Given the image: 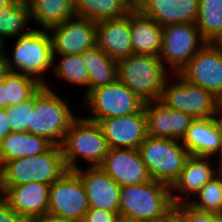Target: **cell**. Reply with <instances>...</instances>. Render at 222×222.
I'll return each instance as SVG.
<instances>
[{
    "label": "cell",
    "mask_w": 222,
    "mask_h": 222,
    "mask_svg": "<svg viewBox=\"0 0 222 222\" xmlns=\"http://www.w3.org/2000/svg\"><path fill=\"white\" fill-rule=\"evenodd\" d=\"M174 207L170 187L155 180L120 187L119 216L130 220L162 222Z\"/></svg>",
    "instance_id": "obj_1"
},
{
    "label": "cell",
    "mask_w": 222,
    "mask_h": 222,
    "mask_svg": "<svg viewBox=\"0 0 222 222\" xmlns=\"http://www.w3.org/2000/svg\"><path fill=\"white\" fill-rule=\"evenodd\" d=\"M67 171L62 147L53 145L43 154L10 160L0 167V193L7 186L30 182L51 185Z\"/></svg>",
    "instance_id": "obj_2"
},
{
    "label": "cell",
    "mask_w": 222,
    "mask_h": 222,
    "mask_svg": "<svg viewBox=\"0 0 222 222\" xmlns=\"http://www.w3.org/2000/svg\"><path fill=\"white\" fill-rule=\"evenodd\" d=\"M61 147L66 168L70 171L80 168L78 159L82 158L88 167H99L110 149L98 122L84 115L73 120Z\"/></svg>",
    "instance_id": "obj_3"
},
{
    "label": "cell",
    "mask_w": 222,
    "mask_h": 222,
    "mask_svg": "<svg viewBox=\"0 0 222 222\" xmlns=\"http://www.w3.org/2000/svg\"><path fill=\"white\" fill-rule=\"evenodd\" d=\"M68 102L59 97L46 83L34 94V110L31 113L28 132L47 138L54 145H62L66 132L78 116Z\"/></svg>",
    "instance_id": "obj_4"
},
{
    "label": "cell",
    "mask_w": 222,
    "mask_h": 222,
    "mask_svg": "<svg viewBox=\"0 0 222 222\" xmlns=\"http://www.w3.org/2000/svg\"><path fill=\"white\" fill-rule=\"evenodd\" d=\"M169 72L158 57L147 54L133 53L117 61L118 80L144 102L160 100Z\"/></svg>",
    "instance_id": "obj_5"
},
{
    "label": "cell",
    "mask_w": 222,
    "mask_h": 222,
    "mask_svg": "<svg viewBox=\"0 0 222 222\" xmlns=\"http://www.w3.org/2000/svg\"><path fill=\"white\" fill-rule=\"evenodd\" d=\"M12 52L10 56L5 52L10 71L32 77L45 86L48 81L43 74L50 72L53 62L52 40L47 29L33 27L19 36Z\"/></svg>",
    "instance_id": "obj_6"
},
{
    "label": "cell",
    "mask_w": 222,
    "mask_h": 222,
    "mask_svg": "<svg viewBox=\"0 0 222 222\" xmlns=\"http://www.w3.org/2000/svg\"><path fill=\"white\" fill-rule=\"evenodd\" d=\"M181 141L147 135L138 151L152 180L171 185L179 177L187 158L188 150Z\"/></svg>",
    "instance_id": "obj_7"
},
{
    "label": "cell",
    "mask_w": 222,
    "mask_h": 222,
    "mask_svg": "<svg viewBox=\"0 0 222 222\" xmlns=\"http://www.w3.org/2000/svg\"><path fill=\"white\" fill-rule=\"evenodd\" d=\"M171 77L172 81L170 82L169 77L166 79L159 100L166 107L189 114L194 119L211 118L217 115L219 99L212 93L186 81L178 73L172 74Z\"/></svg>",
    "instance_id": "obj_8"
},
{
    "label": "cell",
    "mask_w": 222,
    "mask_h": 222,
    "mask_svg": "<svg viewBox=\"0 0 222 222\" xmlns=\"http://www.w3.org/2000/svg\"><path fill=\"white\" fill-rule=\"evenodd\" d=\"M92 121L122 117L142 111L145 102L120 80L93 89L83 100Z\"/></svg>",
    "instance_id": "obj_9"
},
{
    "label": "cell",
    "mask_w": 222,
    "mask_h": 222,
    "mask_svg": "<svg viewBox=\"0 0 222 222\" xmlns=\"http://www.w3.org/2000/svg\"><path fill=\"white\" fill-rule=\"evenodd\" d=\"M208 43L201 35L196 23H175L163 27V39L158 54L164 67L179 71ZM168 64L169 66L165 65Z\"/></svg>",
    "instance_id": "obj_10"
},
{
    "label": "cell",
    "mask_w": 222,
    "mask_h": 222,
    "mask_svg": "<svg viewBox=\"0 0 222 222\" xmlns=\"http://www.w3.org/2000/svg\"><path fill=\"white\" fill-rule=\"evenodd\" d=\"M88 209L86 191L75 171L67 170L50 185L48 213L81 222Z\"/></svg>",
    "instance_id": "obj_11"
},
{
    "label": "cell",
    "mask_w": 222,
    "mask_h": 222,
    "mask_svg": "<svg viewBox=\"0 0 222 222\" xmlns=\"http://www.w3.org/2000/svg\"><path fill=\"white\" fill-rule=\"evenodd\" d=\"M53 59L58 55H77L96 46V22L74 15L48 29ZM52 32V33H51Z\"/></svg>",
    "instance_id": "obj_12"
},
{
    "label": "cell",
    "mask_w": 222,
    "mask_h": 222,
    "mask_svg": "<svg viewBox=\"0 0 222 222\" xmlns=\"http://www.w3.org/2000/svg\"><path fill=\"white\" fill-rule=\"evenodd\" d=\"M186 81L198 85L217 99L222 97V50L206 43L179 71Z\"/></svg>",
    "instance_id": "obj_13"
},
{
    "label": "cell",
    "mask_w": 222,
    "mask_h": 222,
    "mask_svg": "<svg viewBox=\"0 0 222 222\" xmlns=\"http://www.w3.org/2000/svg\"><path fill=\"white\" fill-rule=\"evenodd\" d=\"M99 167L120 186L151 180L138 149L110 148Z\"/></svg>",
    "instance_id": "obj_14"
},
{
    "label": "cell",
    "mask_w": 222,
    "mask_h": 222,
    "mask_svg": "<svg viewBox=\"0 0 222 222\" xmlns=\"http://www.w3.org/2000/svg\"><path fill=\"white\" fill-rule=\"evenodd\" d=\"M109 148L139 149L147 137L145 110L98 122Z\"/></svg>",
    "instance_id": "obj_15"
},
{
    "label": "cell",
    "mask_w": 222,
    "mask_h": 222,
    "mask_svg": "<svg viewBox=\"0 0 222 222\" xmlns=\"http://www.w3.org/2000/svg\"><path fill=\"white\" fill-rule=\"evenodd\" d=\"M211 159L212 157L200 156L187 158L179 177L170 187L174 205L188 203L191 197L193 198L220 171L219 166L216 167L217 169L212 167Z\"/></svg>",
    "instance_id": "obj_16"
},
{
    "label": "cell",
    "mask_w": 222,
    "mask_h": 222,
    "mask_svg": "<svg viewBox=\"0 0 222 222\" xmlns=\"http://www.w3.org/2000/svg\"><path fill=\"white\" fill-rule=\"evenodd\" d=\"M147 135L181 141L194 120L186 113L166 107L162 102L148 101L144 104Z\"/></svg>",
    "instance_id": "obj_17"
},
{
    "label": "cell",
    "mask_w": 222,
    "mask_h": 222,
    "mask_svg": "<svg viewBox=\"0 0 222 222\" xmlns=\"http://www.w3.org/2000/svg\"><path fill=\"white\" fill-rule=\"evenodd\" d=\"M75 170L87 194L89 208L119 212L120 185L100 167Z\"/></svg>",
    "instance_id": "obj_18"
},
{
    "label": "cell",
    "mask_w": 222,
    "mask_h": 222,
    "mask_svg": "<svg viewBox=\"0 0 222 222\" xmlns=\"http://www.w3.org/2000/svg\"><path fill=\"white\" fill-rule=\"evenodd\" d=\"M50 185L30 182L19 186H7L1 193L11 208L20 216L33 222L48 213Z\"/></svg>",
    "instance_id": "obj_19"
},
{
    "label": "cell",
    "mask_w": 222,
    "mask_h": 222,
    "mask_svg": "<svg viewBox=\"0 0 222 222\" xmlns=\"http://www.w3.org/2000/svg\"><path fill=\"white\" fill-rule=\"evenodd\" d=\"M134 8L161 27L195 23L198 16V0H137Z\"/></svg>",
    "instance_id": "obj_20"
},
{
    "label": "cell",
    "mask_w": 222,
    "mask_h": 222,
    "mask_svg": "<svg viewBox=\"0 0 222 222\" xmlns=\"http://www.w3.org/2000/svg\"><path fill=\"white\" fill-rule=\"evenodd\" d=\"M130 12L120 18L96 22V45L118 61L132 55Z\"/></svg>",
    "instance_id": "obj_21"
},
{
    "label": "cell",
    "mask_w": 222,
    "mask_h": 222,
    "mask_svg": "<svg viewBox=\"0 0 222 222\" xmlns=\"http://www.w3.org/2000/svg\"><path fill=\"white\" fill-rule=\"evenodd\" d=\"M181 143L190 156L217 158L220 138L215 117L194 119Z\"/></svg>",
    "instance_id": "obj_22"
},
{
    "label": "cell",
    "mask_w": 222,
    "mask_h": 222,
    "mask_svg": "<svg viewBox=\"0 0 222 222\" xmlns=\"http://www.w3.org/2000/svg\"><path fill=\"white\" fill-rule=\"evenodd\" d=\"M130 30L134 53L158 57L163 39V27L133 8L130 11Z\"/></svg>",
    "instance_id": "obj_23"
},
{
    "label": "cell",
    "mask_w": 222,
    "mask_h": 222,
    "mask_svg": "<svg viewBox=\"0 0 222 222\" xmlns=\"http://www.w3.org/2000/svg\"><path fill=\"white\" fill-rule=\"evenodd\" d=\"M53 145L43 136L12 131L0 141V167L10 160L43 154Z\"/></svg>",
    "instance_id": "obj_24"
},
{
    "label": "cell",
    "mask_w": 222,
    "mask_h": 222,
    "mask_svg": "<svg viewBox=\"0 0 222 222\" xmlns=\"http://www.w3.org/2000/svg\"><path fill=\"white\" fill-rule=\"evenodd\" d=\"M88 70V94L98 87L118 79L117 61L110 58L97 45L81 53Z\"/></svg>",
    "instance_id": "obj_25"
},
{
    "label": "cell",
    "mask_w": 222,
    "mask_h": 222,
    "mask_svg": "<svg viewBox=\"0 0 222 222\" xmlns=\"http://www.w3.org/2000/svg\"><path fill=\"white\" fill-rule=\"evenodd\" d=\"M75 15L98 22L120 18L134 8L131 0H74Z\"/></svg>",
    "instance_id": "obj_26"
},
{
    "label": "cell",
    "mask_w": 222,
    "mask_h": 222,
    "mask_svg": "<svg viewBox=\"0 0 222 222\" xmlns=\"http://www.w3.org/2000/svg\"><path fill=\"white\" fill-rule=\"evenodd\" d=\"M31 18L43 29L63 23L75 15L74 0H29Z\"/></svg>",
    "instance_id": "obj_27"
},
{
    "label": "cell",
    "mask_w": 222,
    "mask_h": 222,
    "mask_svg": "<svg viewBox=\"0 0 222 222\" xmlns=\"http://www.w3.org/2000/svg\"><path fill=\"white\" fill-rule=\"evenodd\" d=\"M32 20L28 1H12L7 7L0 9V41L5 46L4 38H18L27 34L33 28L22 32L27 23Z\"/></svg>",
    "instance_id": "obj_28"
},
{
    "label": "cell",
    "mask_w": 222,
    "mask_h": 222,
    "mask_svg": "<svg viewBox=\"0 0 222 222\" xmlns=\"http://www.w3.org/2000/svg\"><path fill=\"white\" fill-rule=\"evenodd\" d=\"M51 71L64 82L86 87L83 97L88 95V70L81 54L59 55L58 60L53 59Z\"/></svg>",
    "instance_id": "obj_29"
},
{
    "label": "cell",
    "mask_w": 222,
    "mask_h": 222,
    "mask_svg": "<svg viewBox=\"0 0 222 222\" xmlns=\"http://www.w3.org/2000/svg\"><path fill=\"white\" fill-rule=\"evenodd\" d=\"M195 23L202 37L211 42L222 30V0H198Z\"/></svg>",
    "instance_id": "obj_30"
},
{
    "label": "cell",
    "mask_w": 222,
    "mask_h": 222,
    "mask_svg": "<svg viewBox=\"0 0 222 222\" xmlns=\"http://www.w3.org/2000/svg\"><path fill=\"white\" fill-rule=\"evenodd\" d=\"M41 86L34 78L11 71L5 78L6 109L31 99Z\"/></svg>",
    "instance_id": "obj_31"
},
{
    "label": "cell",
    "mask_w": 222,
    "mask_h": 222,
    "mask_svg": "<svg viewBox=\"0 0 222 222\" xmlns=\"http://www.w3.org/2000/svg\"><path fill=\"white\" fill-rule=\"evenodd\" d=\"M188 204L201 211L215 214L222 213V172L219 171L214 175V177L191 198Z\"/></svg>",
    "instance_id": "obj_32"
},
{
    "label": "cell",
    "mask_w": 222,
    "mask_h": 222,
    "mask_svg": "<svg viewBox=\"0 0 222 222\" xmlns=\"http://www.w3.org/2000/svg\"><path fill=\"white\" fill-rule=\"evenodd\" d=\"M33 110L34 96L16 106H9L6 111L11 130L14 132H28V126L30 125V118Z\"/></svg>",
    "instance_id": "obj_33"
},
{
    "label": "cell",
    "mask_w": 222,
    "mask_h": 222,
    "mask_svg": "<svg viewBox=\"0 0 222 222\" xmlns=\"http://www.w3.org/2000/svg\"><path fill=\"white\" fill-rule=\"evenodd\" d=\"M186 218L187 222H212V213L205 212L190 206L188 203L174 205Z\"/></svg>",
    "instance_id": "obj_34"
},
{
    "label": "cell",
    "mask_w": 222,
    "mask_h": 222,
    "mask_svg": "<svg viewBox=\"0 0 222 222\" xmlns=\"http://www.w3.org/2000/svg\"><path fill=\"white\" fill-rule=\"evenodd\" d=\"M119 219V212L89 208L81 222H118Z\"/></svg>",
    "instance_id": "obj_35"
},
{
    "label": "cell",
    "mask_w": 222,
    "mask_h": 222,
    "mask_svg": "<svg viewBox=\"0 0 222 222\" xmlns=\"http://www.w3.org/2000/svg\"><path fill=\"white\" fill-rule=\"evenodd\" d=\"M0 222H30L23 216L18 215L7 202V200L0 195Z\"/></svg>",
    "instance_id": "obj_36"
},
{
    "label": "cell",
    "mask_w": 222,
    "mask_h": 222,
    "mask_svg": "<svg viewBox=\"0 0 222 222\" xmlns=\"http://www.w3.org/2000/svg\"><path fill=\"white\" fill-rule=\"evenodd\" d=\"M10 132L12 130L7 119V111L0 107V141Z\"/></svg>",
    "instance_id": "obj_37"
},
{
    "label": "cell",
    "mask_w": 222,
    "mask_h": 222,
    "mask_svg": "<svg viewBox=\"0 0 222 222\" xmlns=\"http://www.w3.org/2000/svg\"><path fill=\"white\" fill-rule=\"evenodd\" d=\"M215 119H216V124H217V127H218V130H219V138H220V146H219V150H218V160H214V165L215 163L217 164L216 166H221L222 165V114L220 112L217 113V115L215 116Z\"/></svg>",
    "instance_id": "obj_38"
},
{
    "label": "cell",
    "mask_w": 222,
    "mask_h": 222,
    "mask_svg": "<svg viewBox=\"0 0 222 222\" xmlns=\"http://www.w3.org/2000/svg\"><path fill=\"white\" fill-rule=\"evenodd\" d=\"M33 222H80L72 219L62 218L50 213H46L43 216L37 217Z\"/></svg>",
    "instance_id": "obj_39"
},
{
    "label": "cell",
    "mask_w": 222,
    "mask_h": 222,
    "mask_svg": "<svg viewBox=\"0 0 222 222\" xmlns=\"http://www.w3.org/2000/svg\"><path fill=\"white\" fill-rule=\"evenodd\" d=\"M162 222H187V220L175 207H173Z\"/></svg>",
    "instance_id": "obj_40"
},
{
    "label": "cell",
    "mask_w": 222,
    "mask_h": 222,
    "mask_svg": "<svg viewBox=\"0 0 222 222\" xmlns=\"http://www.w3.org/2000/svg\"><path fill=\"white\" fill-rule=\"evenodd\" d=\"M7 57L4 49L0 52V80H3L10 73Z\"/></svg>",
    "instance_id": "obj_41"
},
{
    "label": "cell",
    "mask_w": 222,
    "mask_h": 222,
    "mask_svg": "<svg viewBox=\"0 0 222 222\" xmlns=\"http://www.w3.org/2000/svg\"><path fill=\"white\" fill-rule=\"evenodd\" d=\"M0 107L6 109L5 79L0 80Z\"/></svg>",
    "instance_id": "obj_42"
},
{
    "label": "cell",
    "mask_w": 222,
    "mask_h": 222,
    "mask_svg": "<svg viewBox=\"0 0 222 222\" xmlns=\"http://www.w3.org/2000/svg\"><path fill=\"white\" fill-rule=\"evenodd\" d=\"M214 47L222 50V30L218 35L210 42Z\"/></svg>",
    "instance_id": "obj_43"
},
{
    "label": "cell",
    "mask_w": 222,
    "mask_h": 222,
    "mask_svg": "<svg viewBox=\"0 0 222 222\" xmlns=\"http://www.w3.org/2000/svg\"><path fill=\"white\" fill-rule=\"evenodd\" d=\"M212 222H222V213H212Z\"/></svg>",
    "instance_id": "obj_44"
},
{
    "label": "cell",
    "mask_w": 222,
    "mask_h": 222,
    "mask_svg": "<svg viewBox=\"0 0 222 222\" xmlns=\"http://www.w3.org/2000/svg\"><path fill=\"white\" fill-rule=\"evenodd\" d=\"M11 2V0H0V9L7 7Z\"/></svg>",
    "instance_id": "obj_45"
},
{
    "label": "cell",
    "mask_w": 222,
    "mask_h": 222,
    "mask_svg": "<svg viewBox=\"0 0 222 222\" xmlns=\"http://www.w3.org/2000/svg\"><path fill=\"white\" fill-rule=\"evenodd\" d=\"M118 222H148V221L130 220L126 218H120Z\"/></svg>",
    "instance_id": "obj_46"
},
{
    "label": "cell",
    "mask_w": 222,
    "mask_h": 222,
    "mask_svg": "<svg viewBox=\"0 0 222 222\" xmlns=\"http://www.w3.org/2000/svg\"><path fill=\"white\" fill-rule=\"evenodd\" d=\"M219 112L222 114V97L219 99Z\"/></svg>",
    "instance_id": "obj_47"
},
{
    "label": "cell",
    "mask_w": 222,
    "mask_h": 222,
    "mask_svg": "<svg viewBox=\"0 0 222 222\" xmlns=\"http://www.w3.org/2000/svg\"><path fill=\"white\" fill-rule=\"evenodd\" d=\"M4 49V44L0 41V52Z\"/></svg>",
    "instance_id": "obj_48"
}]
</instances>
